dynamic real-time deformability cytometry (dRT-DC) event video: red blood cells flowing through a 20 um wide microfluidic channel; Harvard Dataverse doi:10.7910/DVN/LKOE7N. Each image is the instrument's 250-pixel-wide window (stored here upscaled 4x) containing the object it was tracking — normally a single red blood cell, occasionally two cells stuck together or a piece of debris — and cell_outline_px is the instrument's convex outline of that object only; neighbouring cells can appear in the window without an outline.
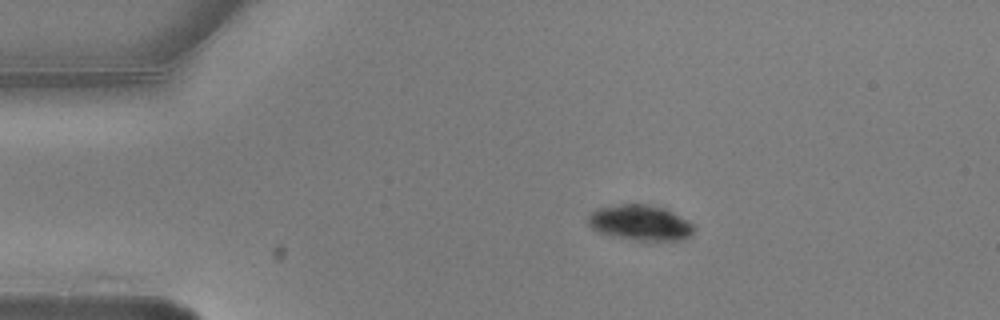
{"species": "common noctule bat (a hibernating species)", "species_latin": "Nyctalus noctula", "temperature_condition": "warm", "stored_images_in_passage": 5, "camera_frame_rate_fps": 3000, "um_per_image_px": 0.085, "animal": {"sex": "male", "body_mass_g": 20.5, "forearm_length_mm": 52.5}, "frame": {"image": 1, "passage_image": 1, "time_ms": 0.0, "image_size_px": [1000, 320], "cell_outline_px": [[696, 228], [684, 240], [632, 240], [612, 236], [596, 232], [588, 224], [588, 216], [596, 208], [616, 204], [652, 204], [664, 208], [696, 224]], "centroid_in_image_um": [54.41, 18.92], "position_along_channel_um": 30.6, "area_um2": 22.2}}
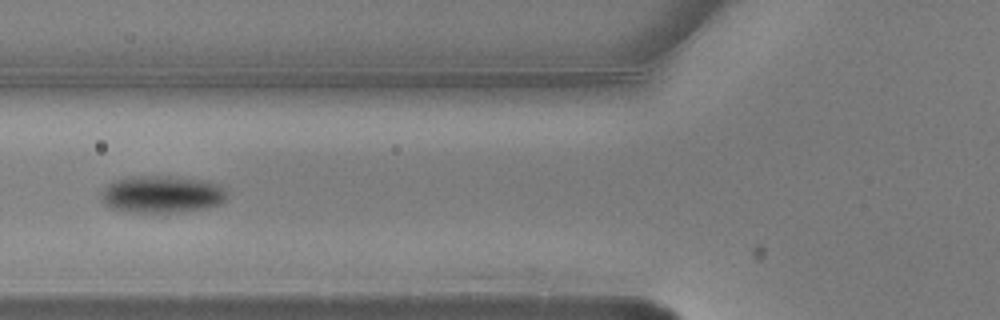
{"frame": {"image": 2, "passage_image": 4, "time_ms": 1.0, "image_size_px": [1000, 320], "cell_outline_px": [[228, 192], [224, 200], [220, 204], [208, 208], [180, 212], [132, 212], [112, 208], [104, 204], [100, 196], [100, 192], [112, 180], [128, 176], [168, 176], [204, 180], [220, 184]], "centroid_in_image_um": [13.76, 16.51], "position_along_channel_um": 112.0, "area_um2": 27.63}}
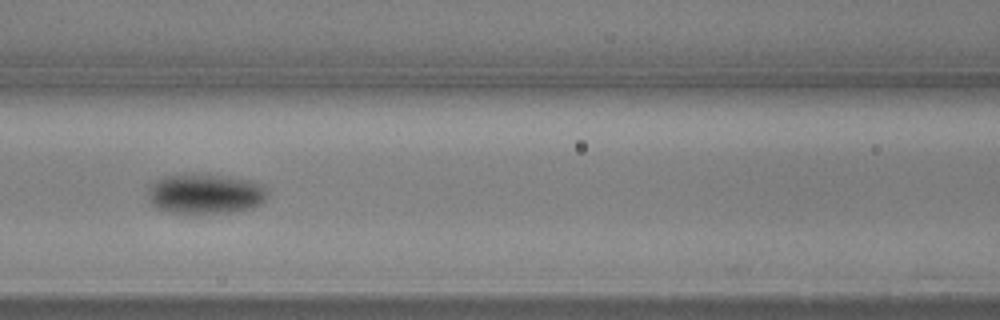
{"frame": {"image": 3, "passage_image": 5, "time_ms": 1.333, "image_size_px": [1000, 320], "cell_outline_px": [[268, 196], [260, 204], [252, 208], [232, 212], [168, 212], [156, 208], [148, 200], [148, 184], [164, 176], [192, 172], [208, 172], [252, 180], [268, 188]], "centroid_in_image_um": [17.44, 16.41], "position_along_channel_um": 149.2, "area_um2": 28.73}}